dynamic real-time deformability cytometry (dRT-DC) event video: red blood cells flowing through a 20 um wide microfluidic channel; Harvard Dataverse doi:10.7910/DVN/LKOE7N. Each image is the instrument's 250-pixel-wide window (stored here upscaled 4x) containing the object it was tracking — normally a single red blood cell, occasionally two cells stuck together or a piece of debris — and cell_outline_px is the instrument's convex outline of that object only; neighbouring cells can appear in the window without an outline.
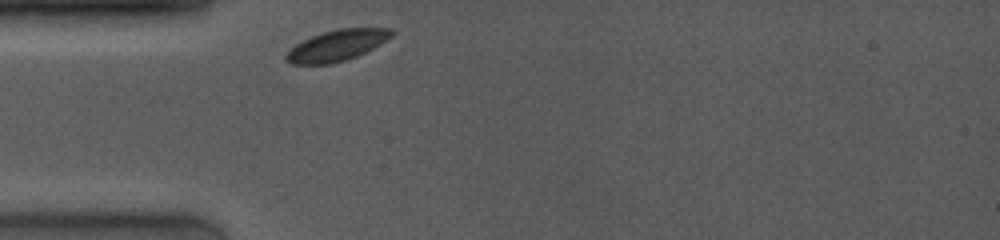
{"species": "common noctule bat (a hibernating species)", "species_latin": "Nyctalus noctula", "temperature_condition": "room temperature", "stored_images_in_passage": 1, "camera_frame_rate_fps": 4000, "um_per_image_px": 0.085, "animal": {"sex": "female", "body_mass_g": 19.0, "forearm_length_mm": 53.3}, "frame": {"image": 1, "passage_image": 1, "time_ms": 0.0, "image_size_px": [1000, 240], "cell_outline_px": [[396, 32], [392, 36], [380, 44], [356, 56], [344, 60], [328, 64], [292, 64], [284, 60], [284, 56], [296, 44], [312, 36], [324, 32], [340, 28], [392, 28]], "centroid_in_image_um": [28.65, 3.85], "position_along_channel_um": 56.4, "area_um2": 18.79}}